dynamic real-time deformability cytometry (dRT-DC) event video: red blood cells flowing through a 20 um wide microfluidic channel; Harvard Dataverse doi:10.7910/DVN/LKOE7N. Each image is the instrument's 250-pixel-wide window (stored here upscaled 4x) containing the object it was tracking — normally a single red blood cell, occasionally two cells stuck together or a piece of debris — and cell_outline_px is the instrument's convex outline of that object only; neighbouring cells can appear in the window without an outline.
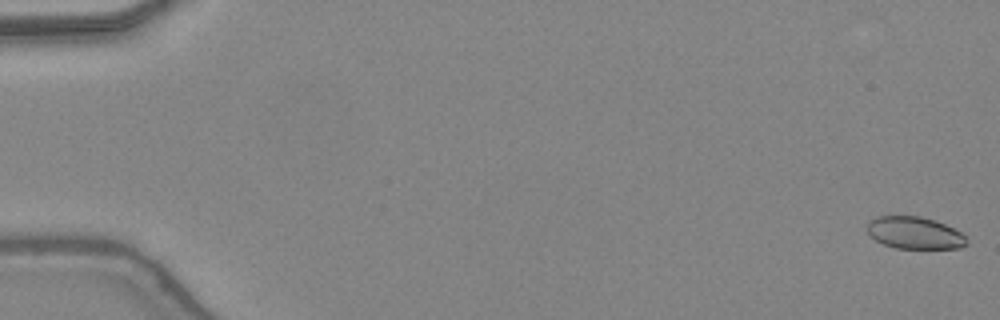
{"species": "common noctule bat (a hibernating species)", "species_latin": "Nyctalus noctula", "temperature_condition": "warm", "stored_images_in_passage": 10, "camera_frame_rate_fps": 3000, "um_per_image_px": 0.085, "animal": {"sex": "female", "body_mass_g": 24.6, "forearm_length_mm": 56.2}, "frame": {"image": 1, "passage_image": 1, "time_ms": 0.0, "image_size_px": [1000, 320], "cell_outline_px": [[968, 244], [960, 248], [896, 248], [884, 244], [876, 240], [868, 232], [868, 220], [876, 216], [920, 216], [936, 220], [960, 232], [964, 236]], "centroid_in_image_um": [77.73, 19.78], "position_along_channel_um": 7.3, "area_um2": 18.5}}